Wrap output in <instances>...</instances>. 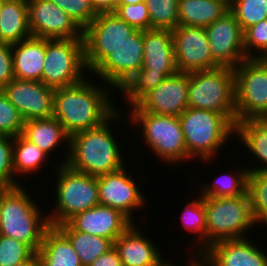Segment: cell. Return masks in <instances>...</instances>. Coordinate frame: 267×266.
<instances>
[{"mask_svg":"<svg viewBox=\"0 0 267 266\" xmlns=\"http://www.w3.org/2000/svg\"><path fill=\"white\" fill-rule=\"evenodd\" d=\"M104 84L86 78L76 85L55 89L52 116L70 136L102 125L118 110L112 100L113 88Z\"/></svg>","mask_w":267,"mask_h":266,"instance_id":"cell-1","label":"cell"},{"mask_svg":"<svg viewBox=\"0 0 267 266\" xmlns=\"http://www.w3.org/2000/svg\"><path fill=\"white\" fill-rule=\"evenodd\" d=\"M117 110L102 125L88 130L79 131L70 136L69 156L66 164L78 172L91 176L112 173L126 166L123 162L120 144L112 134L111 122L124 118ZM117 120V121H116ZM111 128V129H110Z\"/></svg>","mask_w":267,"mask_h":266,"instance_id":"cell-2","label":"cell"},{"mask_svg":"<svg viewBox=\"0 0 267 266\" xmlns=\"http://www.w3.org/2000/svg\"><path fill=\"white\" fill-rule=\"evenodd\" d=\"M27 191L23 185L0 191V235L26 244L36 254L50 226L48 210L44 215Z\"/></svg>","mask_w":267,"mask_h":266,"instance_id":"cell-3","label":"cell"},{"mask_svg":"<svg viewBox=\"0 0 267 266\" xmlns=\"http://www.w3.org/2000/svg\"><path fill=\"white\" fill-rule=\"evenodd\" d=\"M179 120L188 157L199 158L203 164L208 161L211 164L223 145L225 147L235 135V126L218 112L188 107L179 115Z\"/></svg>","mask_w":267,"mask_h":266,"instance_id":"cell-4","label":"cell"},{"mask_svg":"<svg viewBox=\"0 0 267 266\" xmlns=\"http://www.w3.org/2000/svg\"><path fill=\"white\" fill-rule=\"evenodd\" d=\"M188 107L223 114L236 125L235 74L228 67L188 73Z\"/></svg>","mask_w":267,"mask_h":266,"instance_id":"cell-5","label":"cell"},{"mask_svg":"<svg viewBox=\"0 0 267 266\" xmlns=\"http://www.w3.org/2000/svg\"><path fill=\"white\" fill-rule=\"evenodd\" d=\"M56 167L55 207L47 214L51 226L67 223L78 213L100 204L96 176L73 170L67 164Z\"/></svg>","mask_w":267,"mask_h":266,"instance_id":"cell-6","label":"cell"},{"mask_svg":"<svg viewBox=\"0 0 267 266\" xmlns=\"http://www.w3.org/2000/svg\"><path fill=\"white\" fill-rule=\"evenodd\" d=\"M130 125L136 126L143 137V142L154 157L167 162L170 166L187 162L186 145L179 117L159 115L146 111H129L126 115ZM141 125V126H140ZM162 160H161V159ZM172 164V165H171Z\"/></svg>","mask_w":267,"mask_h":266,"instance_id":"cell-7","label":"cell"},{"mask_svg":"<svg viewBox=\"0 0 267 266\" xmlns=\"http://www.w3.org/2000/svg\"><path fill=\"white\" fill-rule=\"evenodd\" d=\"M206 210V249L222 240L247 238L257 226L249 194L237 197H203ZM247 232V233H246Z\"/></svg>","mask_w":267,"mask_h":266,"instance_id":"cell-8","label":"cell"},{"mask_svg":"<svg viewBox=\"0 0 267 266\" xmlns=\"http://www.w3.org/2000/svg\"><path fill=\"white\" fill-rule=\"evenodd\" d=\"M85 70L83 39H45L43 84L53 89L73 86L87 78Z\"/></svg>","mask_w":267,"mask_h":266,"instance_id":"cell-9","label":"cell"},{"mask_svg":"<svg viewBox=\"0 0 267 266\" xmlns=\"http://www.w3.org/2000/svg\"><path fill=\"white\" fill-rule=\"evenodd\" d=\"M233 71L237 122L267 118V67L257 59H246Z\"/></svg>","mask_w":267,"mask_h":266,"instance_id":"cell-10","label":"cell"},{"mask_svg":"<svg viewBox=\"0 0 267 266\" xmlns=\"http://www.w3.org/2000/svg\"><path fill=\"white\" fill-rule=\"evenodd\" d=\"M135 30L113 11L99 12L98 16L83 30L88 72L91 73Z\"/></svg>","mask_w":267,"mask_h":266,"instance_id":"cell-11","label":"cell"},{"mask_svg":"<svg viewBox=\"0 0 267 266\" xmlns=\"http://www.w3.org/2000/svg\"><path fill=\"white\" fill-rule=\"evenodd\" d=\"M142 66L143 31L136 29L91 74L118 91Z\"/></svg>","mask_w":267,"mask_h":266,"instance_id":"cell-12","label":"cell"},{"mask_svg":"<svg viewBox=\"0 0 267 266\" xmlns=\"http://www.w3.org/2000/svg\"><path fill=\"white\" fill-rule=\"evenodd\" d=\"M178 72L210 70L220 67L211 56L205 27L178 25L172 30Z\"/></svg>","mask_w":267,"mask_h":266,"instance_id":"cell-13","label":"cell"},{"mask_svg":"<svg viewBox=\"0 0 267 266\" xmlns=\"http://www.w3.org/2000/svg\"><path fill=\"white\" fill-rule=\"evenodd\" d=\"M205 29L212 59L220 67L234 69L247 59L243 30L230 10Z\"/></svg>","mask_w":267,"mask_h":266,"instance_id":"cell-14","label":"cell"},{"mask_svg":"<svg viewBox=\"0 0 267 266\" xmlns=\"http://www.w3.org/2000/svg\"><path fill=\"white\" fill-rule=\"evenodd\" d=\"M124 166L122 169L100 175L97 177L99 188V203L121 211L133 223H135V210H142L147 199L136 184L135 178L129 175V170ZM128 170V171H127ZM146 200V201H145Z\"/></svg>","mask_w":267,"mask_h":266,"instance_id":"cell-15","label":"cell"},{"mask_svg":"<svg viewBox=\"0 0 267 266\" xmlns=\"http://www.w3.org/2000/svg\"><path fill=\"white\" fill-rule=\"evenodd\" d=\"M29 27L33 37L83 39V30L57 5L48 0H27Z\"/></svg>","mask_w":267,"mask_h":266,"instance_id":"cell-16","label":"cell"},{"mask_svg":"<svg viewBox=\"0 0 267 266\" xmlns=\"http://www.w3.org/2000/svg\"><path fill=\"white\" fill-rule=\"evenodd\" d=\"M188 108V73L177 72L148 92L129 111L179 117Z\"/></svg>","mask_w":267,"mask_h":266,"instance_id":"cell-17","label":"cell"},{"mask_svg":"<svg viewBox=\"0 0 267 266\" xmlns=\"http://www.w3.org/2000/svg\"><path fill=\"white\" fill-rule=\"evenodd\" d=\"M2 91L19 110L24 121L49 118L53 115L55 89L41 81L14 78Z\"/></svg>","mask_w":267,"mask_h":266,"instance_id":"cell-18","label":"cell"},{"mask_svg":"<svg viewBox=\"0 0 267 266\" xmlns=\"http://www.w3.org/2000/svg\"><path fill=\"white\" fill-rule=\"evenodd\" d=\"M68 223L75 230L107 238L113 243L133 224L121 211L101 204L78 213Z\"/></svg>","mask_w":267,"mask_h":266,"instance_id":"cell-19","label":"cell"},{"mask_svg":"<svg viewBox=\"0 0 267 266\" xmlns=\"http://www.w3.org/2000/svg\"><path fill=\"white\" fill-rule=\"evenodd\" d=\"M138 229L133 223L114 241L122 266H164L168 260H163L157 245Z\"/></svg>","mask_w":267,"mask_h":266,"instance_id":"cell-20","label":"cell"},{"mask_svg":"<svg viewBox=\"0 0 267 266\" xmlns=\"http://www.w3.org/2000/svg\"><path fill=\"white\" fill-rule=\"evenodd\" d=\"M249 238L222 240L204 252L215 266H267L266 253Z\"/></svg>","mask_w":267,"mask_h":266,"instance_id":"cell-21","label":"cell"},{"mask_svg":"<svg viewBox=\"0 0 267 266\" xmlns=\"http://www.w3.org/2000/svg\"><path fill=\"white\" fill-rule=\"evenodd\" d=\"M154 73L176 74L172 30L148 29L143 31V66Z\"/></svg>","mask_w":267,"mask_h":266,"instance_id":"cell-22","label":"cell"},{"mask_svg":"<svg viewBox=\"0 0 267 266\" xmlns=\"http://www.w3.org/2000/svg\"><path fill=\"white\" fill-rule=\"evenodd\" d=\"M22 135L36 144L48 156L50 154L54 155L51 152L58 151L55 149H60L62 147L61 144L64 143L63 147L67 149L64 154L66 153L67 155L65 154V157H62V163L58 162V165L66 164L70 149V135L55 117L25 121Z\"/></svg>","mask_w":267,"mask_h":266,"instance_id":"cell-23","label":"cell"},{"mask_svg":"<svg viewBox=\"0 0 267 266\" xmlns=\"http://www.w3.org/2000/svg\"><path fill=\"white\" fill-rule=\"evenodd\" d=\"M12 59L15 79L41 81L45 39L31 36L12 44Z\"/></svg>","mask_w":267,"mask_h":266,"instance_id":"cell-24","label":"cell"},{"mask_svg":"<svg viewBox=\"0 0 267 266\" xmlns=\"http://www.w3.org/2000/svg\"><path fill=\"white\" fill-rule=\"evenodd\" d=\"M31 36L27 0H3L0 9V43L12 45Z\"/></svg>","mask_w":267,"mask_h":266,"instance_id":"cell-25","label":"cell"},{"mask_svg":"<svg viewBox=\"0 0 267 266\" xmlns=\"http://www.w3.org/2000/svg\"><path fill=\"white\" fill-rule=\"evenodd\" d=\"M41 266H82L68 238L56 227L49 226L36 252Z\"/></svg>","mask_w":267,"mask_h":266,"instance_id":"cell-26","label":"cell"},{"mask_svg":"<svg viewBox=\"0 0 267 266\" xmlns=\"http://www.w3.org/2000/svg\"><path fill=\"white\" fill-rule=\"evenodd\" d=\"M238 136V137H236ZM243 143L250 157L256 158L261 167L247 168L249 172L267 171V118L248 119L236 122L235 136ZM259 160V161H258Z\"/></svg>","mask_w":267,"mask_h":266,"instance_id":"cell-27","label":"cell"},{"mask_svg":"<svg viewBox=\"0 0 267 266\" xmlns=\"http://www.w3.org/2000/svg\"><path fill=\"white\" fill-rule=\"evenodd\" d=\"M228 11L220 0H178L179 25L207 27Z\"/></svg>","mask_w":267,"mask_h":266,"instance_id":"cell-28","label":"cell"},{"mask_svg":"<svg viewBox=\"0 0 267 266\" xmlns=\"http://www.w3.org/2000/svg\"><path fill=\"white\" fill-rule=\"evenodd\" d=\"M56 227L68 238L82 266L91 265L99 256L114 246L111 240L75 230L68 222Z\"/></svg>","mask_w":267,"mask_h":266,"instance_id":"cell-29","label":"cell"},{"mask_svg":"<svg viewBox=\"0 0 267 266\" xmlns=\"http://www.w3.org/2000/svg\"><path fill=\"white\" fill-rule=\"evenodd\" d=\"M48 157L44 151L26 139L22 134L13 137V168L15 178L19 177L21 179V176L27 177L28 175H33V173L37 174V171L39 172L42 166H46Z\"/></svg>","mask_w":267,"mask_h":266,"instance_id":"cell-30","label":"cell"},{"mask_svg":"<svg viewBox=\"0 0 267 266\" xmlns=\"http://www.w3.org/2000/svg\"><path fill=\"white\" fill-rule=\"evenodd\" d=\"M239 168L234 175L222 174L216 177L212 184H203V188L199 191L200 195L213 198L247 195L249 170Z\"/></svg>","mask_w":267,"mask_h":266,"instance_id":"cell-31","label":"cell"},{"mask_svg":"<svg viewBox=\"0 0 267 266\" xmlns=\"http://www.w3.org/2000/svg\"><path fill=\"white\" fill-rule=\"evenodd\" d=\"M174 74L154 73L147 69H140L117 91L125 96L128 107L136 105L148 92L156 88L167 77ZM123 93V94H122Z\"/></svg>","mask_w":267,"mask_h":266,"instance_id":"cell-32","label":"cell"},{"mask_svg":"<svg viewBox=\"0 0 267 266\" xmlns=\"http://www.w3.org/2000/svg\"><path fill=\"white\" fill-rule=\"evenodd\" d=\"M198 196V199L186 202L180 218L182 220L181 224H183L182 228L186 229V232L196 233L195 236L198 239L199 246L197 249L199 252H204L206 250V210L203 197L200 194Z\"/></svg>","mask_w":267,"mask_h":266,"instance_id":"cell-33","label":"cell"},{"mask_svg":"<svg viewBox=\"0 0 267 266\" xmlns=\"http://www.w3.org/2000/svg\"><path fill=\"white\" fill-rule=\"evenodd\" d=\"M248 194L256 225L262 223L267 227V171L249 172Z\"/></svg>","mask_w":267,"mask_h":266,"instance_id":"cell-34","label":"cell"},{"mask_svg":"<svg viewBox=\"0 0 267 266\" xmlns=\"http://www.w3.org/2000/svg\"><path fill=\"white\" fill-rule=\"evenodd\" d=\"M150 29L174 30L179 25L178 0H145Z\"/></svg>","mask_w":267,"mask_h":266,"instance_id":"cell-35","label":"cell"},{"mask_svg":"<svg viewBox=\"0 0 267 266\" xmlns=\"http://www.w3.org/2000/svg\"><path fill=\"white\" fill-rule=\"evenodd\" d=\"M229 10L244 32L247 28L267 19V0H233Z\"/></svg>","mask_w":267,"mask_h":266,"instance_id":"cell-36","label":"cell"},{"mask_svg":"<svg viewBox=\"0 0 267 266\" xmlns=\"http://www.w3.org/2000/svg\"><path fill=\"white\" fill-rule=\"evenodd\" d=\"M67 13L84 30L97 16L91 0H48Z\"/></svg>","mask_w":267,"mask_h":266,"instance_id":"cell-37","label":"cell"},{"mask_svg":"<svg viewBox=\"0 0 267 266\" xmlns=\"http://www.w3.org/2000/svg\"><path fill=\"white\" fill-rule=\"evenodd\" d=\"M34 255L26 244L0 235V266H19Z\"/></svg>","mask_w":267,"mask_h":266,"instance_id":"cell-38","label":"cell"},{"mask_svg":"<svg viewBox=\"0 0 267 266\" xmlns=\"http://www.w3.org/2000/svg\"><path fill=\"white\" fill-rule=\"evenodd\" d=\"M25 121L19 110L0 91V135L16 137L22 134Z\"/></svg>","mask_w":267,"mask_h":266,"instance_id":"cell-39","label":"cell"},{"mask_svg":"<svg viewBox=\"0 0 267 266\" xmlns=\"http://www.w3.org/2000/svg\"><path fill=\"white\" fill-rule=\"evenodd\" d=\"M0 185L3 188L23 185L15 179L13 168V137L9 135H0Z\"/></svg>","mask_w":267,"mask_h":266,"instance_id":"cell-40","label":"cell"},{"mask_svg":"<svg viewBox=\"0 0 267 266\" xmlns=\"http://www.w3.org/2000/svg\"><path fill=\"white\" fill-rule=\"evenodd\" d=\"M113 12L137 30L150 29V17L145 1L137 4L114 5Z\"/></svg>","mask_w":267,"mask_h":266,"instance_id":"cell-41","label":"cell"},{"mask_svg":"<svg viewBox=\"0 0 267 266\" xmlns=\"http://www.w3.org/2000/svg\"><path fill=\"white\" fill-rule=\"evenodd\" d=\"M243 36L246 58L256 59L267 48V19L247 28Z\"/></svg>","mask_w":267,"mask_h":266,"instance_id":"cell-42","label":"cell"},{"mask_svg":"<svg viewBox=\"0 0 267 266\" xmlns=\"http://www.w3.org/2000/svg\"><path fill=\"white\" fill-rule=\"evenodd\" d=\"M14 79L12 45L0 43V89Z\"/></svg>","mask_w":267,"mask_h":266,"instance_id":"cell-43","label":"cell"},{"mask_svg":"<svg viewBox=\"0 0 267 266\" xmlns=\"http://www.w3.org/2000/svg\"><path fill=\"white\" fill-rule=\"evenodd\" d=\"M89 266H122V261L119 257L118 251L113 246L111 249L99 256Z\"/></svg>","mask_w":267,"mask_h":266,"instance_id":"cell-44","label":"cell"},{"mask_svg":"<svg viewBox=\"0 0 267 266\" xmlns=\"http://www.w3.org/2000/svg\"><path fill=\"white\" fill-rule=\"evenodd\" d=\"M195 255V258L193 255L188 256L189 258L191 257L188 261L189 263L187 262L189 266H215L214 262L205 254V252H196Z\"/></svg>","mask_w":267,"mask_h":266,"instance_id":"cell-45","label":"cell"},{"mask_svg":"<svg viewBox=\"0 0 267 266\" xmlns=\"http://www.w3.org/2000/svg\"><path fill=\"white\" fill-rule=\"evenodd\" d=\"M98 12L113 11L115 0H91Z\"/></svg>","mask_w":267,"mask_h":266,"instance_id":"cell-46","label":"cell"},{"mask_svg":"<svg viewBox=\"0 0 267 266\" xmlns=\"http://www.w3.org/2000/svg\"><path fill=\"white\" fill-rule=\"evenodd\" d=\"M19 266H41V262H40L39 257L37 256V254H35L27 262H25Z\"/></svg>","mask_w":267,"mask_h":266,"instance_id":"cell-47","label":"cell"},{"mask_svg":"<svg viewBox=\"0 0 267 266\" xmlns=\"http://www.w3.org/2000/svg\"><path fill=\"white\" fill-rule=\"evenodd\" d=\"M145 0H115L114 5H129V4H137L143 2Z\"/></svg>","mask_w":267,"mask_h":266,"instance_id":"cell-48","label":"cell"},{"mask_svg":"<svg viewBox=\"0 0 267 266\" xmlns=\"http://www.w3.org/2000/svg\"><path fill=\"white\" fill-rule=\"evenodd\" d=\"M256 59L267 67V48Z\"/></svg>","mask_w":267,"mask_h":266,"instance_id":"cell-49","label":"cell"},{"mask_svg":"<svg viewBox=\"0 0 267 266\" xmlns=\"http://www.w3.org/2000/svg\"><path fill=\"white\" fill-rule=\"evenodd\" d=\"M220 1L226 3L230 7L233 0H220Z\"/></svg>","mask_w":267,"mask_h":266,"instance_id":"cell-50","label":"cell"},{"mask_svg":"<svg viewBox=\"0 0 267 266\" xmlns=\"http://www.w3.org/2000/svg\"><path fill=\"white\" fill-rule=\"evenodd\" d=\"M164 266H176V264L174 265L173 263H171V261L170 262L167 261V263Z\"/></svg>","mask_w":267,"mask_h":266,"instance_id":"cell-51","label":"cell"}]
</instances>
